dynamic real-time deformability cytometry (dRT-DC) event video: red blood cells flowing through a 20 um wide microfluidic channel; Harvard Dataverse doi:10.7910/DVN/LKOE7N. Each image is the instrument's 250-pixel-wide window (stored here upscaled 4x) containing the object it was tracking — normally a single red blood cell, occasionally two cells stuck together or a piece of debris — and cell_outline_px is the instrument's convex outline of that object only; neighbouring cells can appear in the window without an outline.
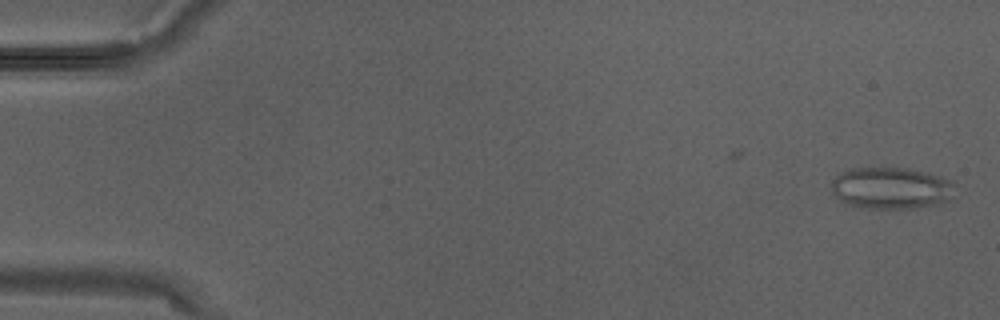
{"species": "Egyptian fruit bat (a non-hibernating species)", "species_latin": "Rousettus aegyptiacus", "temperature_condition": "warm", "stored_images_in_passage": 3, "camera_frame_rate_fps": 3000, "um_per_image_px": 0.085, "animal": {"sex": "male"}, "frame": {"image": 1, "passage_image": 1, "time_ms": 0.0, "image_size_px": [1000, 320], "cell_outline_px": [[956, 184], [948, 200], [936, 204], [916, 208], [860, 208], [844, 204], [832, 192], [832, 180], [840, 172], [852, 168], [908, 168], [928, 172], [952, 180]], "centroid_in_image_um": [75.73, 15.98], "position_along_channel_um": 9.3, "area_um2": 30.29}}
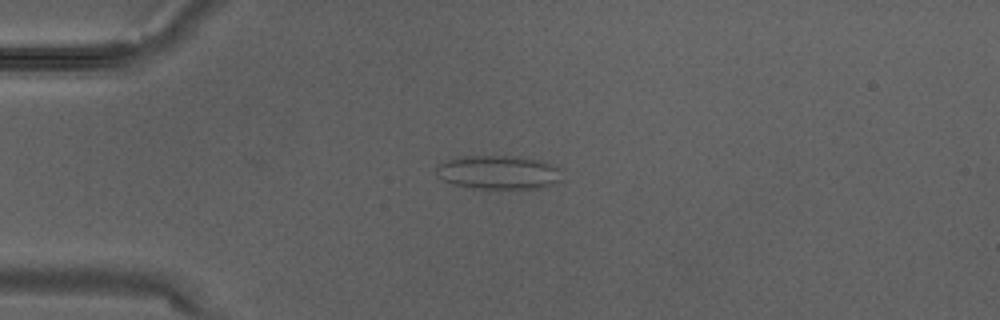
{"frame": {"image": 2, "passage_image": 3, "time_ms": 0.667, "image_size_px": [1000, 320], "cell_outline_px": [[564, 168], [560, 180], [536, 188], [472, 188], [452, 184], [436, 176], [436, 168], [444, 160], [460, 156], [516, 156], [540, 160]], "centroid_in_image_um": [42.35, 14.63], "position_along_channel_um": 42.6, "area_um2": 24.85}}